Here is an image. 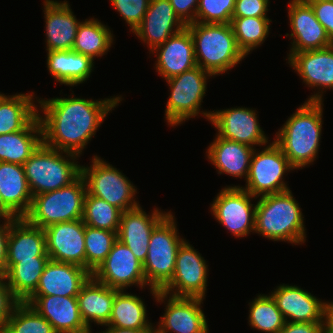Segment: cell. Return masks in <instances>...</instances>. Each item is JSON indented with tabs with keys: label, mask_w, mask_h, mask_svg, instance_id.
I'll list each match as a JSON object with an SVG mask.
<instances>
[{
	"label": "cell",
	"mask_w": 333,
	"mask_h": 333,
	"mask_svg": "<svg viewBox=\"0 0 333 333\" xmlns=\"http://www.w3.org/2000/svg\"><path fill=\"white\" fill-rule=\"evenodd\" d=\"M49 257L44 229L29 224L24 218L10 219L6 263Z\"/></svg>",
	"instance_id": "26"
},
{
	"label": "cell",
	"mask_w": 333,
	"mask_h": 333,
	"mask_svg": "<svg viewBox=\"0 0 333 333\" xmlns=\"http://www.w3.org/2000/svg\"><path fill=\"white\" fill-rule=\"evenodd\" d=\"M91 276L92 274L81 266L49 260L36 290L31 295L77 297L81 287Z\"/></svg>",
	"instance_id": "25"
},
{
	"label": "cell",
	"mask_w": 333,
	"mask_h": 333,
	"mask_svg": "<svg viewBox=\"0 0 333 333\" xmlns=\"http://www.w3.org/2000/svg\"><path fill=\"white\" fill-rule=\"evenodd\" d=\"M287 60L308 87L319 89L306 101L323 102V90H333V45L293 53Z\"/></svg>",
	"instance_id": "18"
},
{
	"label": "cell",
	"mask_w": 333,
	"mask_h": 333,
	"mask_svg": "<svg viewBox=\"0 0 333 333\" xmlns=\"http://www.w3.org/2000/svg\"><path fill=\"white\" fill-rule=\"evenodd\" d=\"M186 27L193 40L197 66L214 77L231 70L246 57L237 45L230 23L192 22Z\"/></svg>",
	"instance_id": "4"
},
{
	"label": "cell",
	"mask_w": 333,
	"mask_h": 333,
	"mask_svg": "<svg viewBox=\"0 0 333 333\" xmlns=\"http://www.w3.org/2000/svg\"><path fill=\"white\" fill-rule=\"evenodd\" d=\"M286 322H329L330 302L296 285L283 284L270 293Z\"/></svg>",
	"instance_id": "17"
},
{
	"label": "cell",
	"mask_w": 333,
	"mask_h": 333,
	"mask_svg": "<svg viewBox=\"0 0 333 333\" xmlns=\"http://www.w3.org/2000/svg\"><path fill=\"white\" fill-rule=\"evenodd\" d=\"M76 158L79 156L42 143L23 164L32 196L54 191L74 182L81 175V165L76 162Z\"/></svg>",
	"instance_id": "5"
},
{
	"label": "cell",
	"mask_w": 333,
	"mask_h": 333,
	"mask_svg": "<svg viewBox=\"0 0 333 333\" xmlns=\"http://www.w3.org/2000/svg\"><path fill=\"white\" fill-rule=\"evenodd\" d=\"M305 3L313 2V1H324V0H300Z\"/></svg>",
	"instance_id": "52"
},
{
	"label": "cell",
	"mask_w": 333,
	"mask_h": 333,
	"mask_svg": "<svg viewBox=\"0 0 333 333\" xmlns=\"http://www.w3.org/2000/svg\"><path fill=\"white\" fill-rule=\"evenodd\" d=\"M106 330L101 331L100 333H154V330H135V329H126V328H117L112 326H106Z\"/></svg>",
	"instance_id": "49"
},
{
	"label": "cell",
	"mask_w": 333,
	"mask_h": 333,
	"mask_svg": "<svg viewBox=\"0 0 333 333\" xmlns=\"http://www.w3.org/2000/svg\"><path fill=\"white\" fill-rule=\"evenodd\" d=\"M0 195L4 205L17 218L28 213L33 196L23 165L0 162Z\"/></svg>",
	"instance_id": "29"
},
{
	"label": "cell",
	"mask_w": 333,
	"mask_h": 333,
	"mask_svg": "<svg viewBox=\"0 0 333 333\" xmlns=\"http://www.w3.org/2000/svg\"><path fill=\"white\" fill-rule=\"evenodd\" d=\"M288 20H290L292 38L290 52L293 54L306 50L324 49L333 45L325 28L317 20L314 10L309 3L300 0H290L288 4Z\"/></svg>",
	"instance_id": "16"
},
{
	"label": "cell",
	"mask_w": 333,
	"mask_h": 333,
	"mask_svg": "<svg viewBox=\"0 0 333 333\" xmlns=\"http://www.w3.org/2000/svg\"><path fill=\"white\" fill-rule=\"evenodd\" d=\"M175 13L187 25L195 22L199 0H169Z\"/></svg>",
	"instance_id": "47"
},
{
	"label": "cell",
	"mask_w": 333,
	"mask_h": 333,
	"mask_svg": "<svg viewBox=\"0 0 333 333\" xmlns=\"http://www.w3.org/2000/svg\"><path fill=\"white\" fill-rule=\"evenodd\" d=\"M133 32L143 20L150 0H110Z\"/></svg>",
	"instance_id": "42"
},
{
	"label": "cell",
	"mask_w": 333,
	"mask_h": 333,
	"mask_svg": "<svg viewBox=\"0 0 333 333\" xmlns=\"http://www.w3.org/2000/svg\"><path fill=\"white\" fill-rule=\"evenodd\" d=\"M255 148L239 142L223 139L216 135L208 146L206 155L218 174L242 177L246 180L249 173L251 157Z\"/></svg>",
	"instance_id": "27"
},
{
	"label": "cell",
	"mask_w": 333,
	"mask_h": 333,
	"mask_svg": "<svg viewBox=\"0 0 333 333\" xmlns=\"http://www.w3.org/2000/svg\"><path fill=\"white\" fill-rule=\"evenodd\" d=\"M147 214L139 205L122 212L117 239L126 245L135 257L144 263L148 254L151 233L170 213L155 208Z\"/></svg>",
	"instance_id": "20"
},
{
	"label": "cell",
	"mask_w": 333,
	"mask_h": 333,
	"mask_svg": "<svg viewBox=\"0 0 333 333\" xmlns=\"http://www.w3.org/2000/svg\"><path fill=\"white\" fill-rule=\"evenodd\" d=\"M314 10L317 20L325 28L330 40L333 42V0L309 2Z\"/></svg>",
	"instance_id": "45"
},
{
	"label": "cell",
	"mask_w": 333,
	"mask_h": 333,
	"mask_svg": "<svg viewBox=\"0 0 333 333\" xmlns=\"http://www.w3.org/2000/svg\"><path fill=\"white\" fill-rule=\"evenodd\" d=\"M117 240V232L85 225V269L92 274Z\"/></svg>",
	"instance_id": "40"
},
{
	"label": "cell",
	"mask_w": 333,
	"mask_h": 333,
	"mask_svg": "<svg viewBox=\"0 0 333 333\" xmlns=\"http://www.w3.org/2000/svg\"><path fill=\"white\" fill-rule=\"evenodd\" d=\"M249 326L265 333H279L285 319L271 294H258L249 302Z\"/></svg>",
	"instance_id": "37"
},
{
	"label": "cell",
	"mask_w": 333,
	"mask_h": 333,
	"mask_svg": "<svg viewBox=\"0 0 333 333\" xmlns=\"http://www.w3.org/2000/svg\"><path fill=\"white\" fill-rule=\"evenodd\" d=\"M118 291L96 281L92 276L81 287L77 295L78 307L83 321L90 330L91 322L101 326L108 324Z\"/></svg>",
	"instance_id": "28"
},
{
	"label": "cell",
	"mask_w": 333,
	"mask_h": 333,
	"mask_svg": "<svg viewBox=\"0 0 333 333\" xmlns=\"http://www.w3.org/2000/svg\"><path fill=\"white\" fill-rule=\"evenodd\" d=\"M291 190L261 196L256 202L254 232L294 245L305 243L304 215Z\"/></svg>",
	"instance_id": "3"
},
{
	"label": "cell",
	"mask_w": 333,
	"mask_h": 333,
	"mask_svg": "<svg viewBox=\"0 0 333 333\" xmlns=\"http://www.w3.org/2000/svg\"><path fill=\"white\" fill-rule=\"evenodd\" d=\"M92 277L111 288L125 290L130 286L140 289L147 286L143 263L139 261L132 251L117 240L107 258L92 273Z\"/></svg>",
	"instance_id": "14"
},
{
	"label": "cell",
	"mask_w": 333,
	"mask_h": 333,
	"mask_svg": "<svg viewBox=\"0 0 333 333\" xmlns=\"http://www.w3.org/2000/svg\"><path fill=\"white\" fill-rule=\"evenodd\" d=\"M256 150L251 157L246 185L240 187L257 198L289 190L283 176L295 168L280 147L273 141L263 150Z\"/></svg>",
	"instance_id": "10"
},
{
	"label": "cell",
	"mask_w": 333,
	"mask_h": 333,
	"mask_svg": "<svg viewBox=\"0 0 333 333\" xmlns=\"http://www.w3.org/2000/svg\"><path fill=\"white\" fill-rule=\"evenodd\" d=\"M329 333H333V302L329 306Z\"/></svg>",
	"instance_id": "51"
},
{
	"label": "cell",
	"mask_w": 333,
	"mask_h": 333,
	"mask_svg": "<svg viewBox=\"0 0 333 333\" xmlns=\"http://www.w3.org/2000/svg\"><path fill=\"white\" fill-rule=\"evenodd\" d=\"M3 333H56L51 323L26 302H19L4 325Z\"/></svg>",
	"instance_id": "39"
},
{
	"label": "cell",
	"mask_w": 333,
	"mask_h": 333,
	"mask_svg": "<svg viewBox=\"0 0 333 333\" xmlns=\"http://www.w3.org/2000/svg\"><path fill=\"white\" fill-rule=\"evenodd\" d=\"M42 143L37 115L23 130L0 135V162L23 165Z\"/></svg>",
	"instance_id": "31"
},
{
	"label": "cell",
	"mask_w": 333,
	"mask_h": 333,
	"mask_svg": "<svg viewBox=\"0 0 333 333\" xmlns=\"http://www.w3.org/2000/svg\"><path fill=\"white\" fill-rule=\"evenodd\" d=\"M271 21L268 17H232L230 24L237 45L246 56L263 44L269 35Z\"/></svg>",
	"instance_id": "36"
},
{
	"label": "cell",
	"mask_w": 333,
	"mask_h": 333,
	"mask_svg": "<svg viewBox=\"0 0 333 333\" xmlns=\"http://www.w3.org/2000/svg\"><path fill=\"white\" fill-rule=\"evenodd\" d=\"M24 302L47 319L56 333H92L81 317L77 297L30 295Z\"/></svg>",
	"instance_id": "21"
},
{
	"label": "cell",
	"mask_w": 333,
	"mask_h": 333,
	"mask_svg": "<svg viewBox=\"0 0 333 333\" xmlns=\"http://www.w3.org/2000/svg\"><path fill=\"white\" fill-rule=\"evenodd\" d=\"M323 106V102L305 101L276 132L274 142L295 169H303L316 160L321 140Z\"/></svg>",
	"instance_id": "2"
},
{
	"label": "cell",
	"mask_w": 333,
	"mask_h": 333,
	"mask_svg": "<svg viewBox=\"0 0 333 333\" xmlns=\"http://www.w3.org/2000/svg\"><path fill=\"white\" fill-rule=\"evenodd\" d=\"M279 333H329V322H285Z\"/></svg>",
	"instance_id": "46"
},
{
	"label": "cell",
	"mask_w": 333,
	"mask_h": 333,
	"mask_svg": "<svg viewBox=\"0 0 333 333\" xmlns=\"http://www.w3.org/2000/svg\"><path fill=\"white\" fill-rule=\"evenodd\" d=\"M236 0H199L195 22L231 23Z\"/></svg>",
	"instance_id": "41"
},
{
	"label": "cell",
	"mask_w": 333,
	"mask_h": 333,
	"mask_svg": "<svg viewBox=\"0 0 333 333\" xmlns=\"http://www.w3.org/2000/svg\"><path fill=\"white\" fill-rule=\"evenodd\" d=\"M150 292L160 304L167 301L154 333H209L208 321L201 309L203 298L175 297L153 288Z\"/></svg>",
	"instance_id": "12"
},
{
	"label": "cell",
	"mask_w": 333,
	"mask_h": 333,
	"mask_svg": "<svg viewBox=\"0 0 333 333\" xmlns=\"http://www.w3.org/2000/svg\"><path fill=\"white\" fill-rule=\"evenodd\" d=\"M185 27L169 0H150L142 23L133 33L151 52Z\"/></svg>",
	"instance_id": "22"
},
{
	"label": "cell",
	"mask_w": 333,
	"mask_h": 333,
	"mask_svg": "<svg viewBox=\"0 0 333 333\" xmlns=\"http://www.w3.org/2000/svg\"><path fill=\"white\" fill-rule=\"evenodd\" d=\"M91 163L90 167L81 166L88 194L105 200L122 212L140 205L134 198L137 188L128 177L97 155Z\"/></svg>",
	"instance_id": "9"
},
{
	"label": "cell",
	"mask_w": 333,
	"mask_h": 333,
	"mask_svg": "<svg viewBox=\"0 0 333 333\" xmlns=\"http://www.w3.org/2000/svg\"><path fill=\"white\" fill-rule=\"evenodd\" d=\"M119 290L114 298L112 313L105 326L135 330H154L147 317L145 303L141 297Z\"/></svg>",
	"instance_id": "34"
},
{
	"label": "cell",
	"mask_w": 333,
	"mask_h": 333,
	"mask_svg": "<svg viewBox=\"0 0 333 333\" xmlns=\"http://www.w3.org/2000/svg\"><path fill=\"white\" fill-rule=\"evenodd\" d=\"M269 0H236L232 17H268Z\"/></svg>",
	"instance_id": "43"
},
{
	"label": "cell",
	"mask_w": 333,
	"mask_h": 333,
	"mask_svg": "<svg viewBox=\"0 0 333 333\" xmlns=\"http://www.w3.org/2000/svg\"><path fill=\"white\" fill-rule=\"evenodd\" d=\"M86 193V183L80 175L63 188L33 196L30 209L23 218L42 229L52 224L82 219Z\"/></svg>",
	"instance_id": "6"
},
{
	"label": "cell",
	"mask_w": 333,
	"mask_h": 333,
	"mask_svg": "<svg viewBox=\"0 0 333 333\" xmlns=\"http://www.w3.org/2000/svg\"><path fill=\"white\" fill-rule=\"evenodd\" d=\"M19 302L7 286L5 277L0 275V333H3L7 319Z\"/></svg>",
	"instance_id": "44"
},
{
	"label": "cell",
	"mask_w": 333,
	"mask_h": 333,
	"mask_svg": "<svg viewBox=\"0 0 333 333\" xmlns=\"http://www.w3.org/2000/svg\"><path fill=\"white\" fill-rule=\"evenodd\" d=\"M212 74L196 66L180 75L166 80L170 95L165 109V120L170 126H177L202 114L210 121L212 111H200L203 97L206 94L207 80ZM210 77V78H209Z\"/></svg>",
	"instance_id": "8"
},
{
	"label": "cell",
	"mask_w": 333,
	"mask_h": 333,
	"mask_svg": "<svg viewBox=\"0 0 333 333\" xmlns=\"http://www.w3.org/2000/svg\"><path fill=\"white\" fill-rule=\"evenodd\" d=\"M0 218L4 219H17V217L4 205L0 195Z\"/></svg>",
	"instance_id": "50"
},
{
	"label": "cell",
	"mask_w": 333,
	"mask_h": 333,
	"mask_svg": "<svg viewBox=\"0 0 333 333\" xmlns=\"http://www.w3.org/2000/svg\"><path fill=\"white\" fill-rule=\"evenodd\" d=\"M49 260L50 257H35V260L6 263L3 276L7 286L20 302H24L36 290Z\"/></svg>",
	"instance_id": "33"
},
{
	"label": "cell",
	"mask_w": 333,
	"mask_h": 333,
	"mask_svg": "<svg viewBox=\"0 0 333 333\" xmlns=\"http://www.w3.org/2000/svg\"><path fill=\"white\" fill-rule=\"evenodd\" d=\"M9 229L10 220L3 218L2 224L0 223V275H3L5 272Z\"/></svg>",
	"instance_id": "48"
},
{
	"label": "cell",
	"mask_w": 333,
	"mask_h": 333,
	"mask_svg": "<svg viewBox=\"0 0 333 333\" xmlns=\"http://www.w3.org/2000/svg\"><path fill=\"white\" fill-rule=\"evenodd\" d=\"M252 196L239 185L226 186L217 194L211 206V214L231 235L247 237L254 233L256 204ZM251 199V200H250Z\"/></svg>",
	"instance_id": "11"
},
{
	"label": "cell",
	"mask_w": 333,
	"mask_h": 333,
	"mask_svg": "<svg viewBox=\"0 0 333 333\" xmlns=\"http://www.w3.org/2000/svg\"><path fill=\"white\" fill-rule=\"evenodd\" d=\"M44 231L50 260L85 268V223L82 219L52 224Z\"/></svg>",
	"instance_id": "19"
},
{
	"label": "cell",
	"mask_w": 333,
	"mask_h": 333,
	"mask_svg": "<svg viewBox=\"0 0 333 333\" xmlns=\"http://www.w3.org/2000/svg\"><path fill=\"white\" fill-rule=\"evenodd\" d=\"M206 260L188 241L178 249L172 279L160 290L175 297H198L205 299L208 265Z\"/></svg>",
	"instance_id": "13"
},
{
	"label": "cell",
	"mask_w": 333,
	"mask_h": 333,
	"mask_svg": "<svg viewBox=\"0 0 333 333\" xmlns=\"http://www.w3.org/2000/svg\"><path fill=\"white\" fill-rule=\"evenodd\" d=\"M213 110L210 122L217 129V135L223 139L239 142L256 148L269 143L265 132L260 127L256 110L236 107Z\"/></svg>",
	"instance_id": "15"
},
{
	"label": "cell",
	"mask_w": 333,
	"mask_h": 333,
	"mask_svg": "<svg viewBox=\"0 0 333 333\" xmlns=\"http://www.w3.org/2000/svg\"><path fill=\"white\" fill-rule=\"evenodd\" d=\"M150 53L157 54L155 69L164 80L197 66L193 40L187 27L172 35Z\"/></svg>",
	"instance_id": "23"
},
{
	"label": "cell",
	"mask_w": 333,
	"mask_h": 333,
	"mask_svg": "<svg viewBox=\"0 0 333 333\" xmlns=\"http://www.w3.org/2000/svg\"><path fill=\"white\" fill-rule=\"evenodd\" d=\"M122 211L105 200L86 193L83 222L87 226L118 232Z\"/></svg>",
	"instance_id": "38"
},
{
	"label": "cell",
	"mask_w": 333,
	"mask_h": 333,
	"mask_svg": "<svg viewBox=\"0 0 333 333\" xmlns=\"http://www.w3.org/2000/svg\"><path fill=\"white\" fill-rule=\"evenodd\" d=\"M47 68L61 85L77 86L88 80L94 70V61L73 50L46 51Z\"/></svg>",
	"instance_id": "30"
},
{
	"label": "cell",
	"mask_w": 333,
	"mask_h": 333,
	"mask_svg": "<svg viewBox=\"0 0 333 333\" xmlns=\"http://www.w3.org/2000/svg\"><path fill=\"white\" fill-rule=\"evenodd\" d=\"M113 38L114 35L107 25L94 17L85 19L78 26L72 50L94 61V58L102 57L109 51Z\"/></svg>",
	"instance_id": "35"
},
{
	"label": "cell",
	"mask_w": 333,
	"mask_h": 333,
	"mask_svg": "<svg viewBox=\"0 0 333 333\" xmlns=\"http://www.w3.org/2000/svg\"><path fill=\"white\" fill-rule=\"evenodd\" d=\"M175 220L170 212L151 233L148 254L143 263L149 289L160 291L174 274L178 249L186 240L179 236Z\"/></svg>",
	"instance_id": "7"
},
{
	"label": "cell",
	"mask_w": 333,
	"mask_h": 333,
	"mask_svg": "<svg viewBox=\"0 0 333 333\" xmlns=\"http://www.w3.org/2000/svg\"><path fill=\"white\" fill-rule=\"evenodd\" d=\"M31 93L4 94L1 97L0 135L23 130L38 115L35 95Z\"/></svg>",
	"instance_id": "32"
},
{
	"label": "cell",
	"mask_w": 333,
	"mask_h": 333,
	"mask_svg": "<svg viewBox=\"0 0 333 333\" xmlns=\"http://www.w3.org/2000/svg\"><path fill=\"white\" fill-rule=\"evenodd\" d=\"M44 18L47 51L72 50L80 21L68 1L45 0Z\"/></svg>",
	"instance_id": "24"
},
{
	"label": "cell",
	"mask_w": 333,
	"mask_h": 333,
	"mask_svg": "<svg viewBox=\"0 0 333 333\" xmlns=\"http://www.w3.org/2000/svg\"><path fill=\"white\" fill-rule=\"evenodd\" d=\"M122 96L93 100L74 97L38 99L42 114L38 117L42 127L43 144L47 147L80 157L91 138L114 110Z\"/></svg>",
	"instance_id": "1"
}]
</instances>
